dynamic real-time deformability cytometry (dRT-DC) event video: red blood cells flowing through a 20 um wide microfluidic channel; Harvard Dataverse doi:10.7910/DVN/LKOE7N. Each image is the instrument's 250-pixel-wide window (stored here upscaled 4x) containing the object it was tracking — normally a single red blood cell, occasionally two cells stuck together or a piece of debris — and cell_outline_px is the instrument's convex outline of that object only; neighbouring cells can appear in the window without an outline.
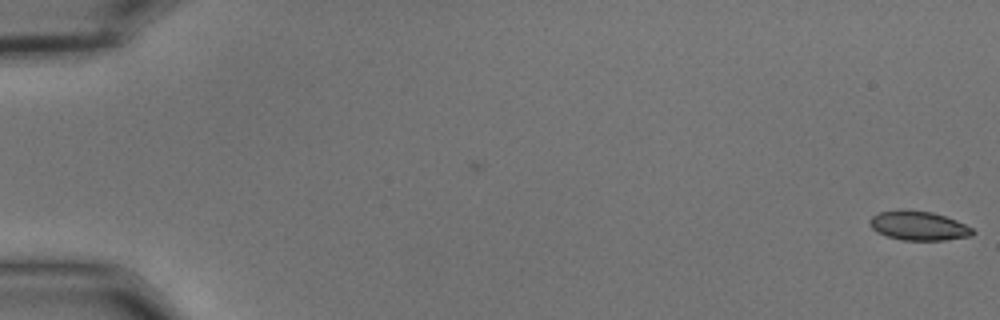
{"species": "common noctule bat (a hibernating species)", "species_latin": "Nyctalus noctula", "temperature_condition": "cold", "stored_images_in_passage": 5, "camera_frame_rate_fps": 3000, "um_per_image_px": 0.085, "animal": {"sex": "male", "body_mass_g": 15.6}, "frame": {"image": 1, "passage_image": 5, "time_ms": 1.333, "image_size_px": [1000, 320], "cell_outline_px": [[976, 232], [972, 236], [944, 240], [904, 240], [888, 236], [876, 232], [868, 224], [868, 220], [872, 216], [880, 212], [900, 208], [932, 212], [956, 220], [972, 228]], "centroid_in_image_um": [78.05, 19.17], "position_along_channel_um": 6.9, "area_um2": 17.69}}